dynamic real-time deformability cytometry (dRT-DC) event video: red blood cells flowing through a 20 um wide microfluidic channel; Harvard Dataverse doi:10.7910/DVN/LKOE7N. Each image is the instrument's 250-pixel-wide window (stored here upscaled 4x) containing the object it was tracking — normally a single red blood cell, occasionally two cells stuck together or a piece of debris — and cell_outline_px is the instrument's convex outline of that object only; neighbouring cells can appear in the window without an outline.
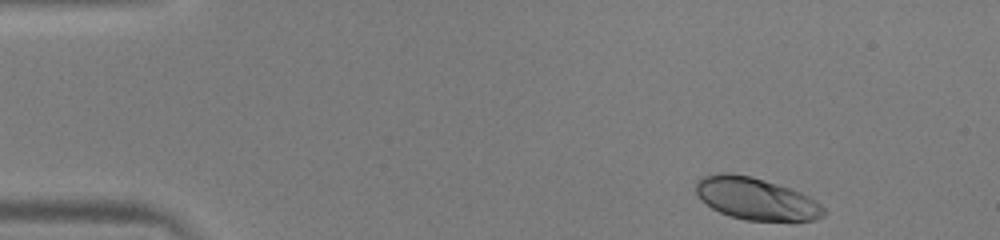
{"species": "human", "species_latin": "Homo sapiens", "temperature_condition": "warm", "stored_images_in_passage": 46, "camera_frame_rate_fps": 3000, "um_per_image_px": 0.085, "donor": {"sex": "male"}, "frame": {"image": 1, "passage_image": 1, "time_ms": 0.0, "image_size_px": [1000, 240], "cell_outline_px": [[828, 212], [824, 216], [816, 220], [744, 220], [720, 212], [712, 208], [700, 200], [696, 192], [696, 180], [704, 176], [724, 172], [728, 172], [752, 176], [800, 192], [808, 196], [820, 204]], "centroid_in_image_um": [64.25, 16.89], "position_along_channel_um": 20.8, "area_um2": 31.21}}
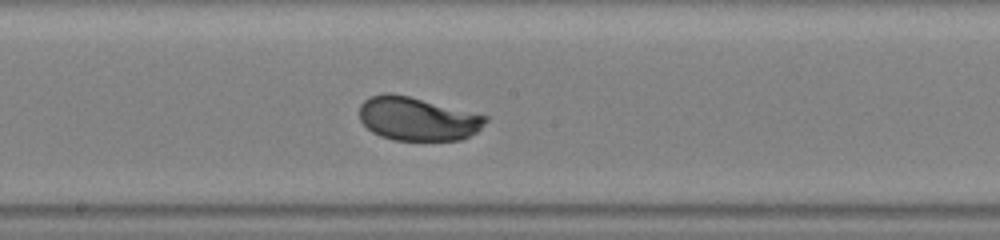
{"frame": {"image": 2, "passage_image": 23, "time_ms": 7.333, "image_size_px": [1000, 240], "cell_outline_px": [[488, 120], [476, 132], [460, 140], [392, 140], [380, 136], [372, 132], [360, 120], [360, 104], [364, 100], [372, 96], [384, 92], [388, 92], [408, 96], [488, 116]], "centroid_in_image_um": [35.46, 10.1], "position_along_channel_um": 212.7, "area_um2": 31.79}}
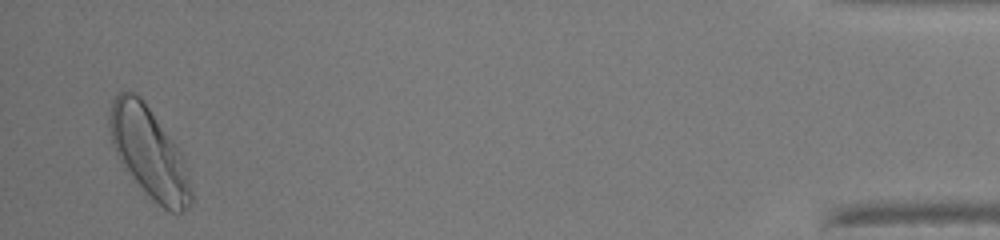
{"frame": {"image": 3, "passage_image": 45, "time_ms": 14.667, "image_size_px": [1000, 240], "cell_outline_px": [[192, 204], [184, 212], [168, 212], [136, 180], [120, 160], [112, 144], [108, 128], [108, 116], [112, 100], [120, 92], [136, 92], [144, 100], [176, 144], [192, 192]], "centroid_in_image_um": [12.64, 12.9], "position_along_channel_um": 422.6, "area_um2": 41.73}, "authors_computed_cell_mechanics": {"area_um2": 31.79, "velocity_mm_per_s": 3.9742, "shape_relaxation_time_tau1_ms": 2.0922, "shape_relaxation_time_tau2_ms": null, "deformation_change_tau1": 0.1445, "deformation_change_tau2": null}}